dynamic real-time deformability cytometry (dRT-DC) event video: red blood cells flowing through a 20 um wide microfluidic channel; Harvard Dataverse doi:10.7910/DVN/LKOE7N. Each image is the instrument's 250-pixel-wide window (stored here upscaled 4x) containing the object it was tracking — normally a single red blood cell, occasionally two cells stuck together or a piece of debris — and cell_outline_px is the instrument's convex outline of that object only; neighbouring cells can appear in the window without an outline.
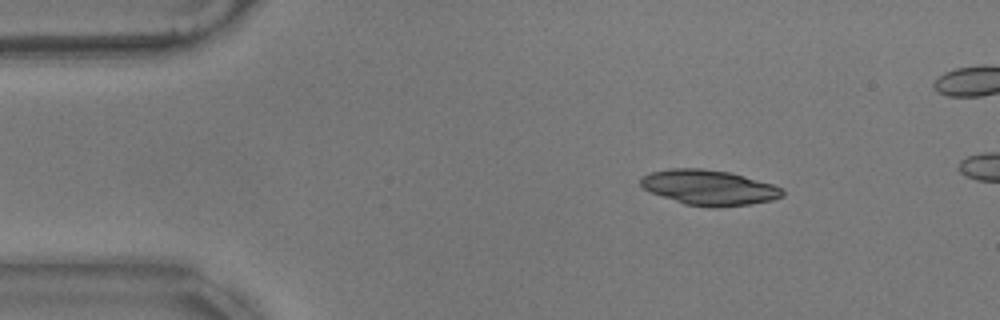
{"species": "common noctule bat (a hibernating species)", "species_latin": "Nyctalus noctula", "temperature_condition": "warm", "stored_images_in_passage": 9, "camera_frame_rate_fps": 3000, "um_per_image_px": 0.085, "animal": {"sex": "male", "body_mass_g": 17.9}, "frame": {"image": 1, "passage_image": 1, "time_ms": 0.0, "image_size_px": [1000, 320], "cell_outline_px": [[784, 196], [772, 200], [752, 204], [716, 208], [684, 204], [652, 192], [644, 188], [640, 184], [640, 176], [652, 172], [668, 168], [700, 168], [732, 172], [772, 184], [784, 188]], "centroid_in_image_um": [60.3, 15.93], "position_along_channel_um": 24.7, "area_um2": 29.25}}